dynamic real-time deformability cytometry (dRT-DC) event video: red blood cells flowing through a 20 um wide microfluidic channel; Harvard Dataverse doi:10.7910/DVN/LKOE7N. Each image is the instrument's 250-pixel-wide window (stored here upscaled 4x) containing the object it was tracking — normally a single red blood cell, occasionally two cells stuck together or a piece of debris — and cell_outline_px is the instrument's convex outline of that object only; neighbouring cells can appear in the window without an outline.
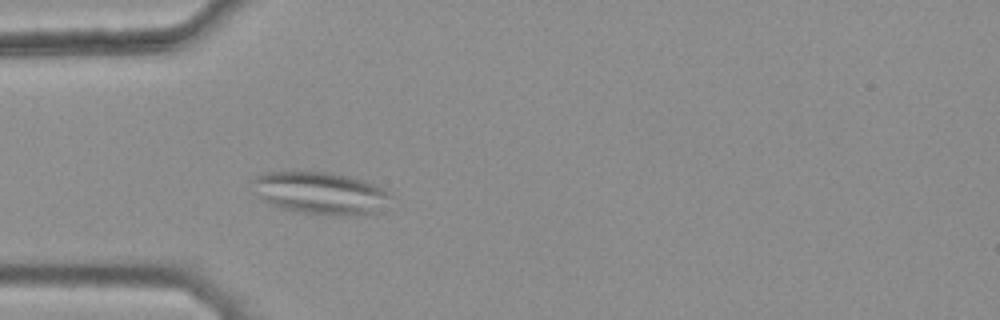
{"species": "common noctule bat (a hibernating species)", "species_latin": "Nyctalus noctula", "temperature_condition": "warm", "stored_images_in_passage": 38, "camera_frame_rate_fps": 3000, "um_per_image_px": 0.085, "animal": {"sex": "female", "body_mass_g": 25.1}, "frame": {"image": 1, "passage_image": 10, "time_ms": 3.0, "image_size_px": [1000, 320], "cell_outline_px": [[392, 196], [384, 212], [360, 216], [336, 216], [296, 212], [280, 208], [268, 204], [260, 196], [252, 180], [256, 176], [268, 172], [328, 172], [348, 176], [364, 180], [384, 188]], "centroid_in_image_um": [27.35, 16.45], "position_along_channel_um": 57.6, "area_um2": 34.56}}
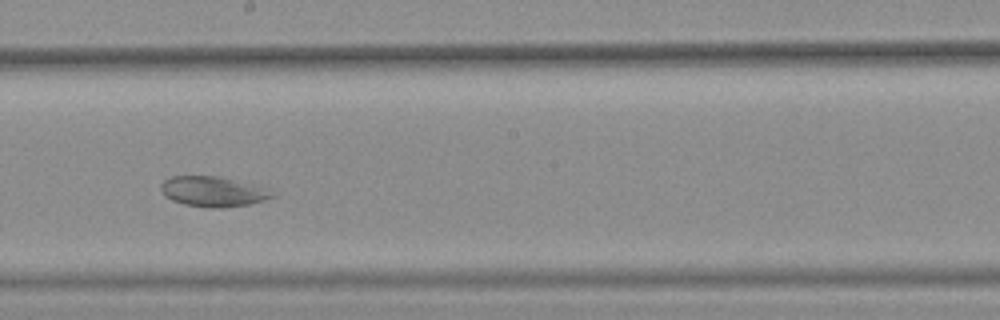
{"frame": {"image": 2, "passage_image": 24, "time_ms": 7.667, "image_size_px": [1000, 320], "cell_outline_px": [[276, 196], [264, 200], [248, 204], [220, 208], [208, 208], [184, 204], [172, 200], [164, 196], [160, 188], [160, 184], [164, 180], [172, 176], [220, 176], [256, 184], [268, 188]], "centroid_in_image_um": [18.12, 16.27], "position_along_channel_um": 230.1, "area_um2": 19.83}}
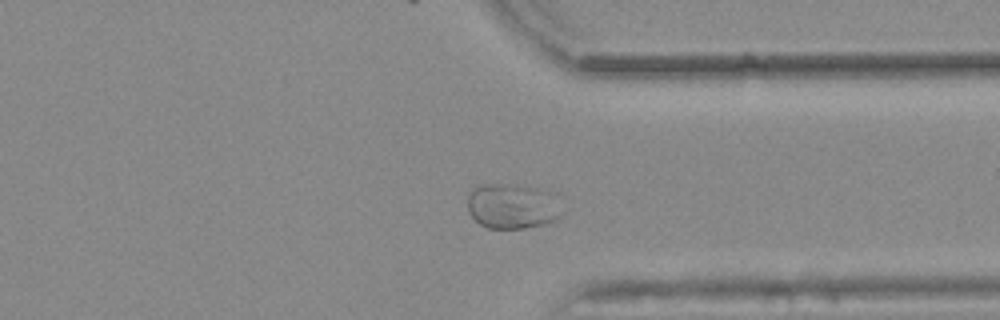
{"frame": {"image": 3, "passage_image": 35, "time_ms": 11.333, "image_size_px": [1000, 320], "cell_outline_px": [[564, 212], [560, 216], [544, 224], [524, 228], [488, 228], [480, 224], [468, 212], [468, 192], [472, 188], [480, 184], [516, 184], [540, 188], [556, 192]], "centroid_in_image_um": [43.59, 17.49], "position_along_channel_um": 367.8, "area_um2": 25.55}}